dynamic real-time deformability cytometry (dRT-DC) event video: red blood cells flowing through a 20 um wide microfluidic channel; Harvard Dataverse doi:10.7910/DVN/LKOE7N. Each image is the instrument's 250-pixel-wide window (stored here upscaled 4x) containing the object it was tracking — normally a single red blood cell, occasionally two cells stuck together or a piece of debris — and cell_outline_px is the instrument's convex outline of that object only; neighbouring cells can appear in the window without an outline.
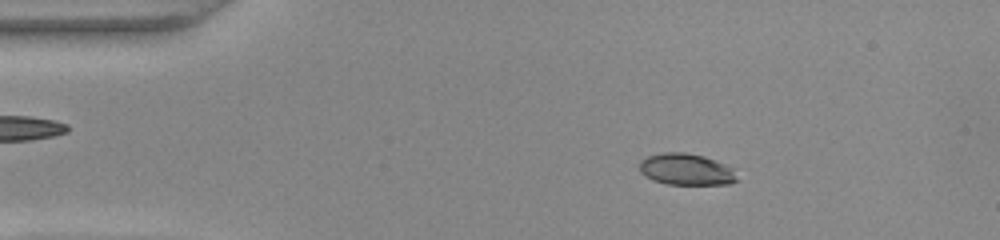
{"species": "common noctule bat (a hibernating species)", "species_latin": "Nyctalus noctula", "temperature_condition": "warm", "stored_images_in_passage": 52, "camera_frame_rate_fps": 3000, "um_per_image_px": 0.085, "animal": {"sex": "female", "body_mass_g": 22.0, "forearm_length_mm": 56.7}, "frame": {"image": 1, "passage_image": 8, "time_ms": 2.333, "image_size_px": [1000, 240], "cell_outline_px": [[740, 180], [728, 184], [668, 184], [652, 180], [644, 176], [640, 172], [640, 160], [648, 156], [664, 152], [684, 152], [704, 156], [724, 164], [732, 168]], "centroid_in_image_um": [58.32, 14.4], "position_along_channel_um": 26.7, "area_um2": 17.98}}
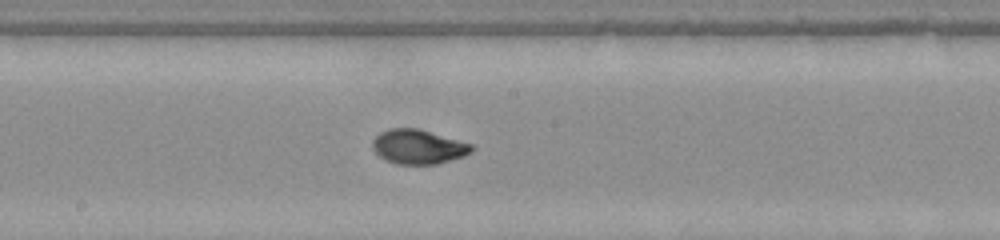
{"frame": {"image": 2, "passage_image": 27, "time_ms": 8.667, "image_size_px": [1000, 240], "cell_outline_px": [[476, 148], [472, 152], [464, 156], [436, 164], [396, 164], [384, 160], [372, 148], [372, 144], [376, 136], [380, 132], [388, 128], [416, 128], [472, 144]], "centroid_in_image_um": [35.55, 12.48], "position_along_channel_um": 212.7, "area_um2": 19.83}}
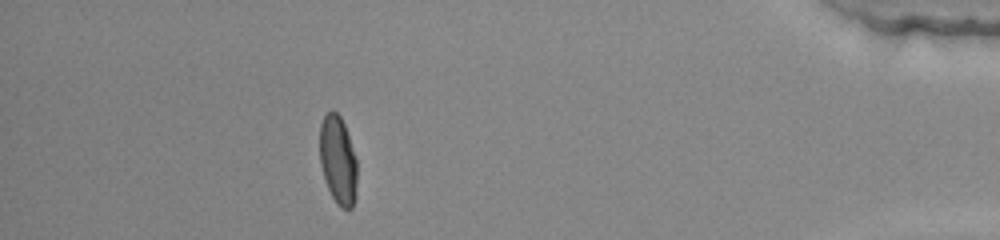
{"frame": {"image": 3, "passage_image": 46, "time_ms": 15.0, "image_size_px": [1000, 240], "cell_outline_px": [[356, 196], [352, 208], [340, 208], [336, 204], [328, 188], [320, 164], [320, 124], [324, 116], [332, 108], [340, 116], [344, 124], [356, 156]], "centroid_in_image_um": [28.73, 13.61], "position_along_channel_um": 406.5, "area_um2": 19.31}, "authors_computed_cell_mechanics": {"area_um2": 19.1896, "velocity_mm_per_s": 3.9141, "shape_relaxation_time_tau1_ms": 3.9936, "shape_relaxation_time_tau2_ms": null, "deformation_change_tau1": 0.1861, "deformation_change_tau2": null}}